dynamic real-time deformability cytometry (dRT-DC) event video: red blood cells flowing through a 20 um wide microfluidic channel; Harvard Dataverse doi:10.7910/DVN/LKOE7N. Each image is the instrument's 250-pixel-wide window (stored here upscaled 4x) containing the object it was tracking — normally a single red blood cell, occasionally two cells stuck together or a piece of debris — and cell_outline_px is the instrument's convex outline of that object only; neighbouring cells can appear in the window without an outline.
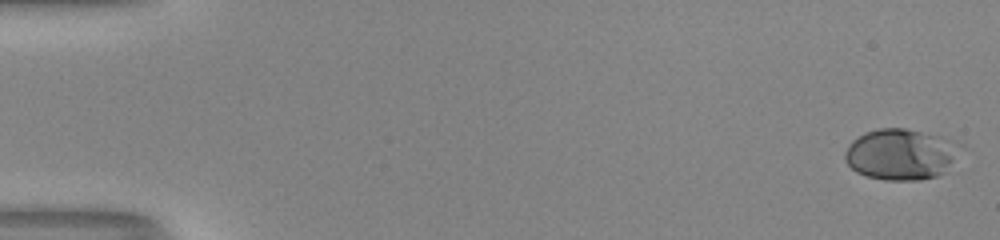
{"species": "human", "species_latin": "Homo sapiens", "temperature_condition": "room temperature", "stored_images_in_passage": 53, "camera_frame_rate_fps": 3000, "um_per_image_px": 0.085, "donor": {"sex": "male"}, "frame": {"image": 1, "passage_image": 1, "time_ms": 0.0, "image_size_px": [1000, 240], "cell_outline_px": [[964, 144], [952, 160], [936, 176], [920, 180], [884, 180], [868, 176], [856, 172], [844, 160], [844, 152], [848, 144], [852, 140], [864, 132], [876, 128], [904, 128], [940, 136]], "centroid_in_image_um": [76.51, 13.09], "position_along_channel_um": 8.5, "area_um2": 34.1}}
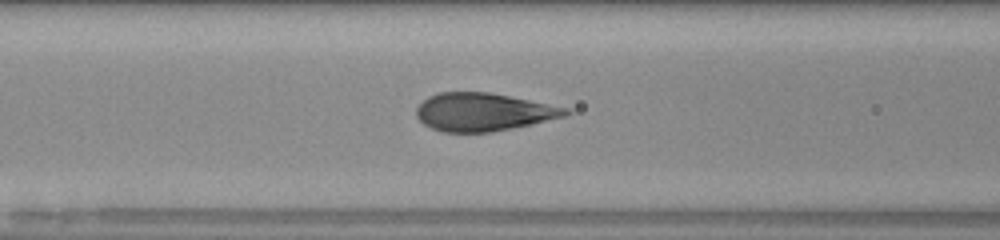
{"frame": {"image": 2, "passage_image": 23, "time_ms": 7.333, "image_size_px": [1000, 240], "cell_outline_px": [[572, 112], [564, 116], [532, 124], [492, 132], [444, 132], [432, 128], [424, 124], [416, 116], [416, 108], [428, 96], [440, 92], [488, 92], [568, 108]], "centroid_in_image_um": [41.05, 9.52], "position_along_channel_um": 125.5, "area_um2": 32.71}}
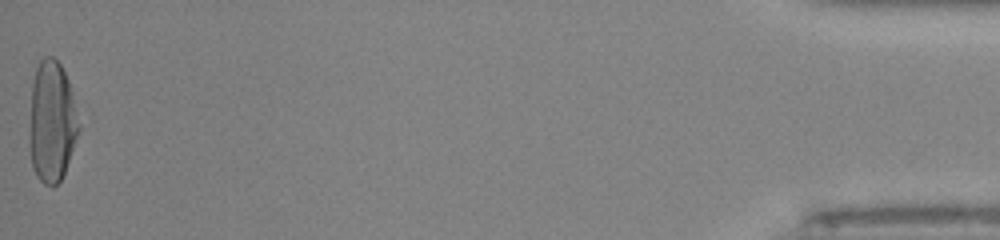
{"frame": {"image": 3, "passage_image": 53, "time_ms": 17.333, "image_size_px": [1000, 240], "cell_outline_px": [[80, 128], [64, 172], [60, 180], [52, 188], [44, 184], [36, 176], [32, 168], [32, 84], [36, 68], [40, 60], [44, 56], [52, 56], [60, 64], [68, 80], [72, 92], [80, 124]], "centroid_in_image_um": [4.45, 10.33], "position_along_channel_um": 430.8, "area_um2": 33.87}, "authors_computed_cell_mechanics": {"area_um2": 33.5818, "velocity_mm_per_s": 4.0463, "shape_relaxation_time_tau1_ms": 4.3934, "shape_relaxation_time_tau2_ms": null, "deformation_change_tau1": 0.2108, "deformation_change_tau2": null}}